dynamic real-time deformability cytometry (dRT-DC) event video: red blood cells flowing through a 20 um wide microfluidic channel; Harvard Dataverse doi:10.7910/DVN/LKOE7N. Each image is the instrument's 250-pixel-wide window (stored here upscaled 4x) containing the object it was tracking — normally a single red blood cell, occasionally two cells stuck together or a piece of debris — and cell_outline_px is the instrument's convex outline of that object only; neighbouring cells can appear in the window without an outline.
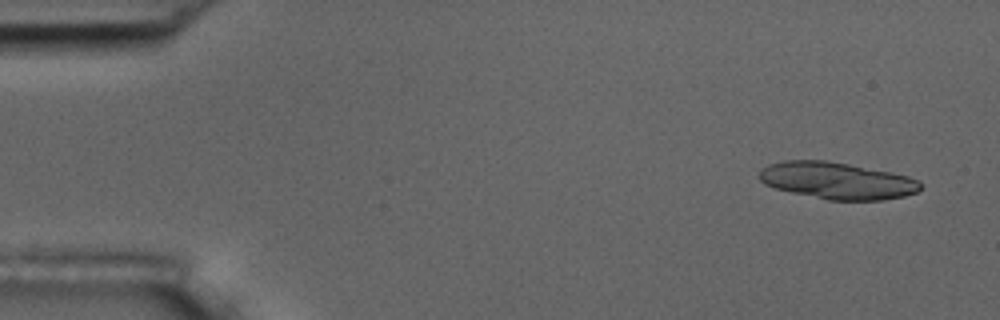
{"species": "common noctule bat (a hibernating species)", "species_latin": "Nyctalus noctula", "temperature_condition": "room temperature", "stored_images_in_passage": 52, "segment_of_instrument_passage": [1, 2], "camera_frame_rate_fps": 3000, "um_per_image_px": 0.085, "animal": {"sex": "male", "body_mass_g": 17.5, "forearm_length_mm": 52.3}, "frame": {"image": 1, "passage_image": 1, "time_ms": 0.0, "image_size_px": [1000, 320], "cell_outline_px": [[920, 188], [916, 192], [904, 196], [884, 200], [828, 200], [792, 192], [776, 188], [764, 184], [760, 180], [760, 168], [768, 164], [784, 160], [824, 160], [848, 164], [892, 172], [908, 176], [916, 180], [920, 184]], "centroid_in_image_um": [71.12, 15.35], "position_along_channel_um": 13.9, "area_um2": 34.45}}